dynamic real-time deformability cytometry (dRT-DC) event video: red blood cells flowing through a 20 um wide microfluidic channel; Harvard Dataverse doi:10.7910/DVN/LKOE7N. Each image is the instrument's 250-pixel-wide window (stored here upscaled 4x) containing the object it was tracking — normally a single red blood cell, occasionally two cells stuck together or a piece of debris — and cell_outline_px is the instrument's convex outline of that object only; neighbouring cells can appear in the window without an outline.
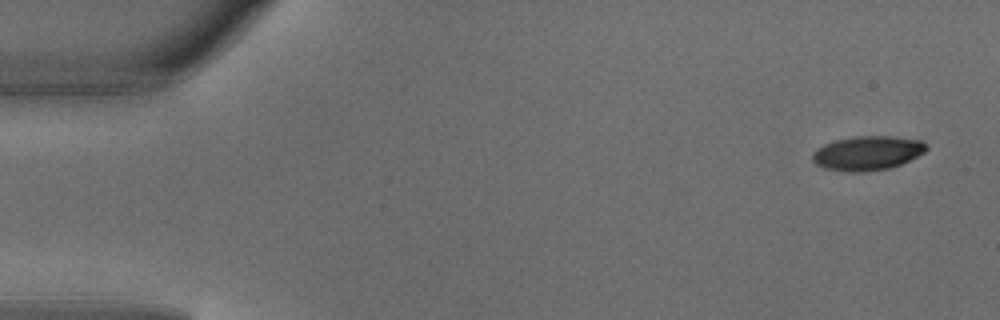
{"species": "common noctule bat (a hibernating species)", "species_latin": "Nyctalus noctula", "temperature_condition": "warm", "stored_images_in_passage": 2, "camera_frame_rate_fps": 3000, "um_per_image_px": 0.085, "animal": {"sex": "male", "body_mass_g": 18.8}, "frame": {"image": 1, "passage_image": 1, "time_ms": 0.0, "image_size_px": [1000, 320], "cell_outline_px": [[928, 148], [924, 152], [900, 164], [888, 168], [860, 172], [852, 172], [824, 168], [816, 164], [812, 160], [812, 152], [824, 144], [836, 140], [856, 136], [892, 136], [924, 140], [928, 144]], "centroid_in_image_um": [73.74, 13.0], "position_along_channel_um": 11.3, "area_um2": 22.66}}